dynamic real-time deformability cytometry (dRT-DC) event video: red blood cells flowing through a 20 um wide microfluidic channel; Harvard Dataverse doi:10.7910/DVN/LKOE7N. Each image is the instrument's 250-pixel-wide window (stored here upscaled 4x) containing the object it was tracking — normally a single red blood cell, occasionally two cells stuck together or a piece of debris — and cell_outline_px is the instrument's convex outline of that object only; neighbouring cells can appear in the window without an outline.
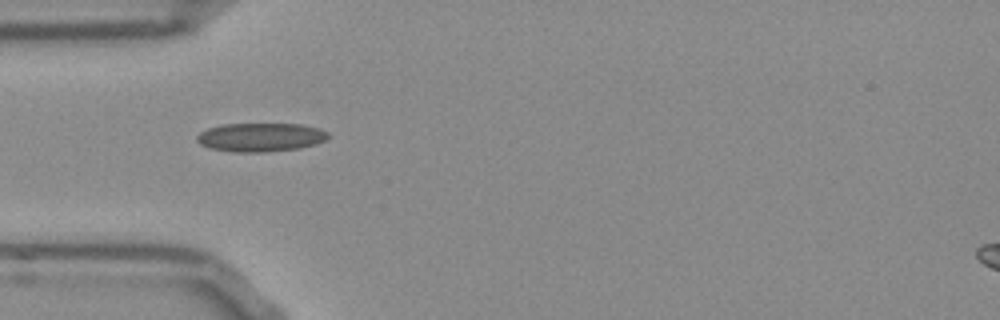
{"species": "Egyptian fruit bat (a non-hibernating species)", "species_latin": "Rousettus aegyptiacus", "temperature_condition": "room temperature", "stored_images_in_passage": 37, "camera_frame_rate_fps": 3000, "um_per_image_px": 0.085, "frame": {"image": 1, "passage_image": 1, "time_ms": 0.0, "image_size_px": [1000, 320], "cell_outline_px": [[328, 136], [324, 140], [316, 144], [300, 148], [260, 152], [232, 152], [212, 148], [200, 144], [196, 140], [196, 136], [200, 132], [208, 128], [220, 124], [300, 124], [320, 128], [328, 132]], "centroid_in_image_um": [22.13, 11.66], "position_along_channel_um": 62.9, "area_um2": 21.91}}
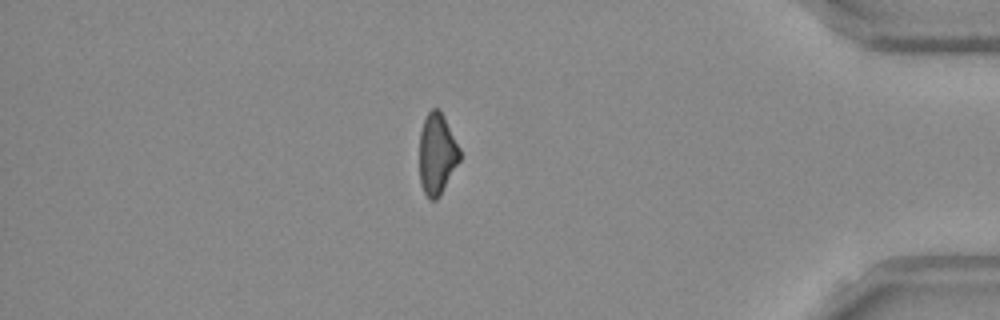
{"frame": {"image": 2, "passage_image": 30, "time_ms": 9.667, "image_size_px": [1000, 320], "cell_outline_px": [[460, 160], [440, 196], [436, 200], [428, 200], [420, 184], [420, 132], [424, 120], [428, 112], [432, 108], [440, 108], [460, 148]], "centroid_in_image_um": [37.15, 13.09], "position_along_channel_um": 398.1, "area_um2": 19.19}}
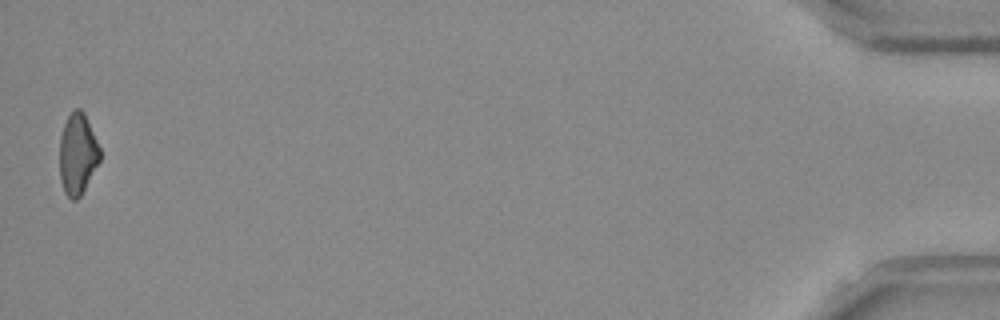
{"frame": {"image": 3, "passage_image": 37, "time_ms": 12.0, "image_size_px": [1000, 320], "cell_outline_px": [[100, 160], [80, 196], [76, 200], [72, 200], [64, 192], [60, 180], [60, 136], [64, 124], [68, 116], [76, 108], [80, 108], [84, 112], [100, 148]], "centroid_in_image_um": [6.59, 13.09], "position_along_channel_um": 428.6, "area_um2": 18.9}, "authors_computed_cell_mechanics": {"area_um2": 20.4034, "velocity_mm_per_s": 3.8775, "shape_relaxation_time_tau1_ms": null, "shape_relaxation_time_tau2_ms": 3.3643, "deformation_change_tau1": null, "deformation_change_tau2": 0.1199}}